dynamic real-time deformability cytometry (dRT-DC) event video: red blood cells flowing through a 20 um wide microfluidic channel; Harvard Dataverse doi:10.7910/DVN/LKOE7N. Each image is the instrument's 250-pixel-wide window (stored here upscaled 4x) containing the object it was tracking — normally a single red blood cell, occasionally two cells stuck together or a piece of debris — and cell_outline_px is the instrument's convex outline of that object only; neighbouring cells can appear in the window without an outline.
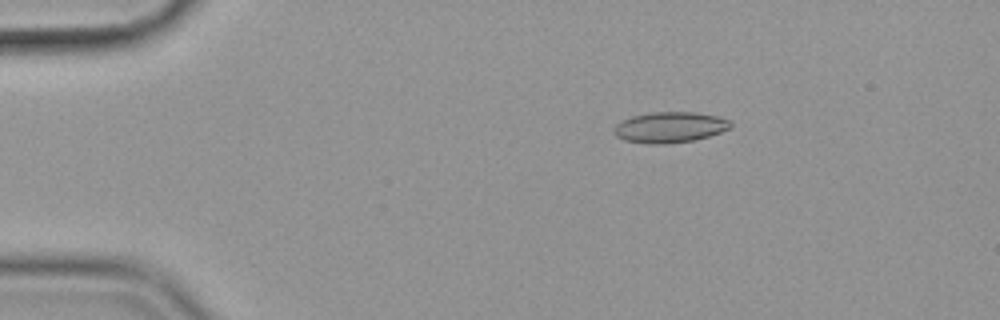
{"species": "common noctule bat (a hibernating species)", "species_latin": "Nyctalus noctula", "temperature_condition": "cold", "stored_images_in_passage": 56, "camera_frame_rate_fps": 3000, "um_per_image_px": 0.085, "animal": {"sex": "female", "body_mass_g": 19.9}, "frame": {"image": 1, "passage_image": 10, "time_ms": 3.0, "image_size_px": [1000, 320], "cell_outline_px": [[732, 128], [708, 136], [692, 140], [660, 144], [648, 144], [624, 140], [616, 136], [612, 132], [612, 128], [620, 120], [632, 116], [656, 112], [692, 112], [716, 116], [732, 120]], "centroid_in_image_um": [56.91, 10.81], "position_along_channel_um": 28.1, "area_um2": 20.92}}
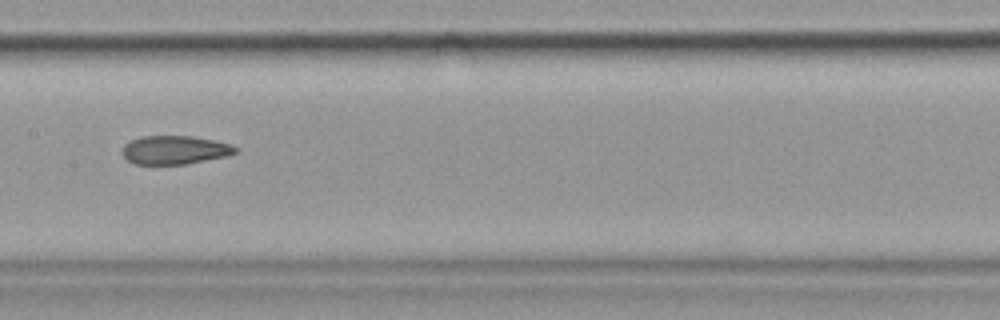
{"frame": {"image": 2, "passage_image": 29, "time_ms": 9.333, "image_size_px": [1000, 320], "cell_outline_px": [[240, 152], [224, 156], [184, 164], [136, 164], [128, 160], [120, 152], [124, 144], [132, 140], [144, 136], [192, 136], [232, 144]], "centroid_in_image_um": [14.84, 12.74], "position_along_channel_um": 192.6, "area_um2": 18.67}}
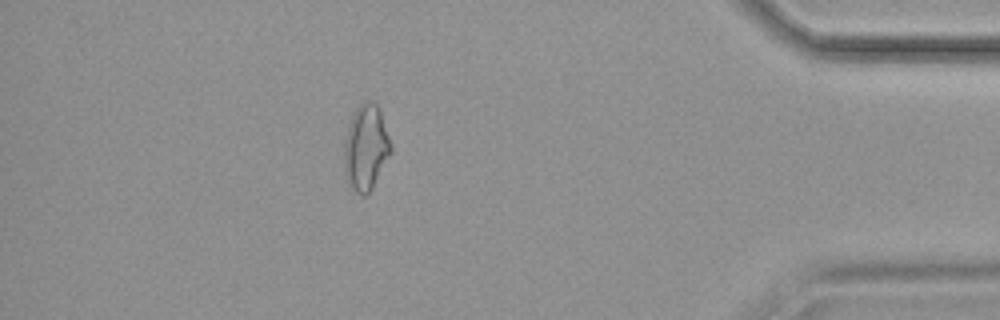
{"frame": {"image": 3, "passage_image": 50, "time_ms": 16.333, "image_size_px": [1000, 320], "cell_outline_px": [[392, 152], [372, 188], [364, 196], [360, 196], [348, 184], [344, 172], [344, 140], [348, 124], [356, 108], [364, 100], [372, 100], [380, 108], [392, 144]], "centroid_in_image_um": [31.1, 12.52], "position_along_channel_um": 404.1, "area_um2": 23.7}, "authors_computed_cell_mechanics": {"area_um2": 20.0566, "velocity_mm_per_s": 3.6004, "shape_relaxation_time_tau1_ms": null, "shape_relaxation_time_tau2_ms": 3.1571, "deformation_change_tau1": null, "deformation_change_tau2": 0.1038}}